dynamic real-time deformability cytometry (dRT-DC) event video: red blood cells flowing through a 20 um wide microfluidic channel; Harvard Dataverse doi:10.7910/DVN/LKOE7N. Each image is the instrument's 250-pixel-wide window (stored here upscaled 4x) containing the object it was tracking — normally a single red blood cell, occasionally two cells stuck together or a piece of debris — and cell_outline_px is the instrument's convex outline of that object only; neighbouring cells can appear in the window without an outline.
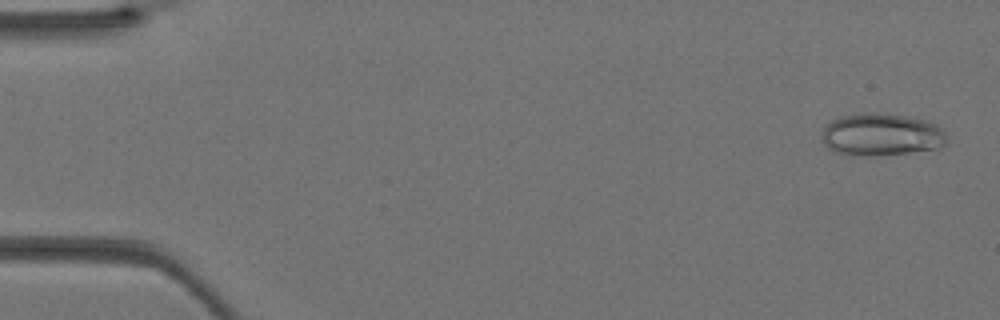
{"species": "Egyptian fruit bat (a non-hibernating species)", "species_latin": "Rousettus aegyptiacus", "temperature_condition": "warm", "stored_images_in_passage": 40, "camera_frame_rate_fps": 3000, "um_per_image_px": 0.085, "animal": {"sex": "female"}, "frame": {"image": 1, "passage_image": 2, "time_ms": 0.333, "image_size_px": [1000, 320], "cell_outline_px": [[948, 140], [944, 144], [936, 148], [908, 152], [876, 156], [848, 156], [832, 152], [824, 144], [820, 136], [824, 128], [832, 120], [840, 116], [864, 112], [872, 112], [904, 116], [928, 120], [936, 124], [948, 132]], "centroid_in_image_um": [74.9, 11.45], "position_along_channel_um": 10.1, "area_um2": 31.44}}
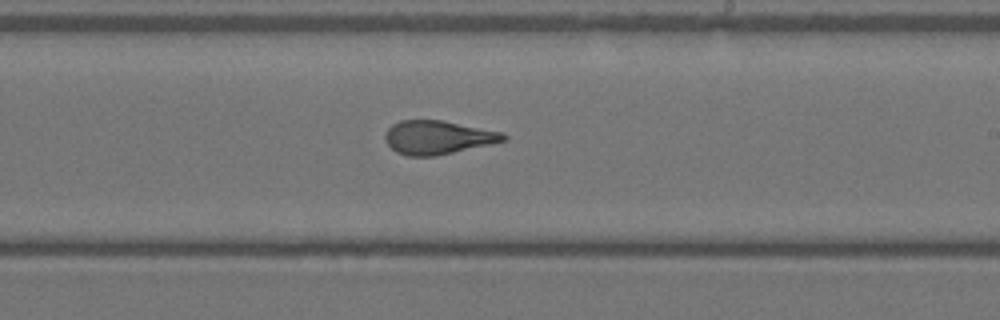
{"frame": {"image": 2, "passage_image": 24, "time_ms": 7.667, "image_size_px": [1000, 320], "cell_outline_px": [[508, 140], [436, 156], [408, 156], [396, 152], [384, 140], [384, 136], [388, 128], [392, 124], [400, 120], [440, 120], [500, 132], [508, 136]], "centroid_in_image_um": [37.17, 11.68], "position_along_channel_um": 251.8, "area_um2": 23.0}}
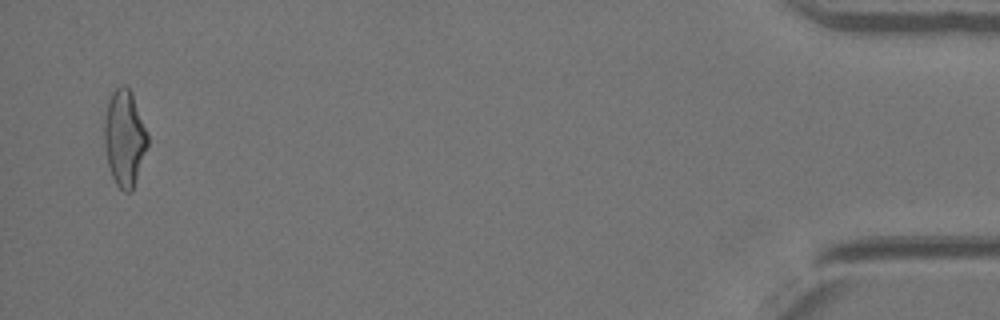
{"frame": {"image": 3, "passage_image": 39, "time_ms": 12.667, "image_size_px": [1000, 320], "cell_outline_px": [[148, 144], [132, 192], [124, 192], [116, 184], [112, 176], [108, 164], [104, 148], [104, 116], [108, 100], [112, 92], [120, 84], [124, 84], [132, 92], [148, 132]], "centroid_in_image_um": [10.57, 11.7], "position_along_channel_um": 424.6, "area_um2": 24.57}}